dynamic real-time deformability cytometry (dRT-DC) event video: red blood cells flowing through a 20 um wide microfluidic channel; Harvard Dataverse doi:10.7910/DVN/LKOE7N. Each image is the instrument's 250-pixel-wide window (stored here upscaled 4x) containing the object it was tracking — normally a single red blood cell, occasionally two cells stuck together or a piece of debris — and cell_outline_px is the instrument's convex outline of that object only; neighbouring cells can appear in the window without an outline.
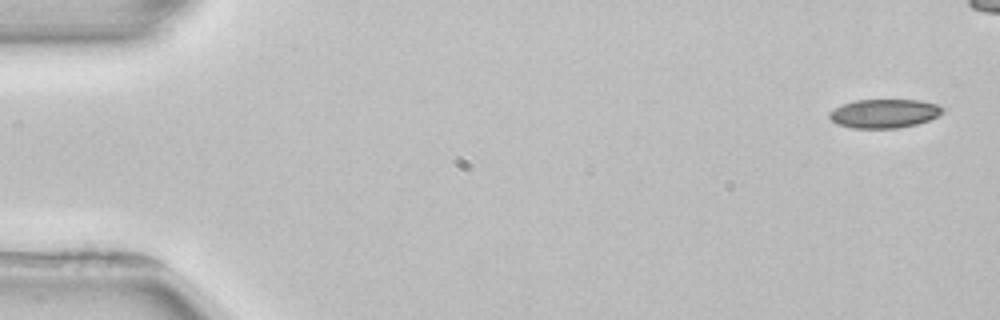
{"species": "common noctule bat (a hibernating species)", "species_latin": "Nyctalus noctula", "temperature_condition": "room temperature", "stored_images_in_passage": 5, "camera_frame_rate_fps": 3000, "um_per_image_px": 0.085, "animal": {"sex": "female", "body_mass_g": 22.7, "forearm_length_mm": 54.2}, "frame": {"image": 1, "passage_image": 1, "time_ms": 0.0, "image_size_px": [1000, 320], "cell_outline_px": [[944, 112], [928, 120], [916, 124], [900, 128], [852, 128], [836, 124], [828, 116], [828, 112], [844, 104], [856, 100], [920, 100], [940, 104], [944, 108]], "centroid_in_image_um": [75.18, 9.65], "position_along_channel_um": 9.8, "area_um2": 19.07}}